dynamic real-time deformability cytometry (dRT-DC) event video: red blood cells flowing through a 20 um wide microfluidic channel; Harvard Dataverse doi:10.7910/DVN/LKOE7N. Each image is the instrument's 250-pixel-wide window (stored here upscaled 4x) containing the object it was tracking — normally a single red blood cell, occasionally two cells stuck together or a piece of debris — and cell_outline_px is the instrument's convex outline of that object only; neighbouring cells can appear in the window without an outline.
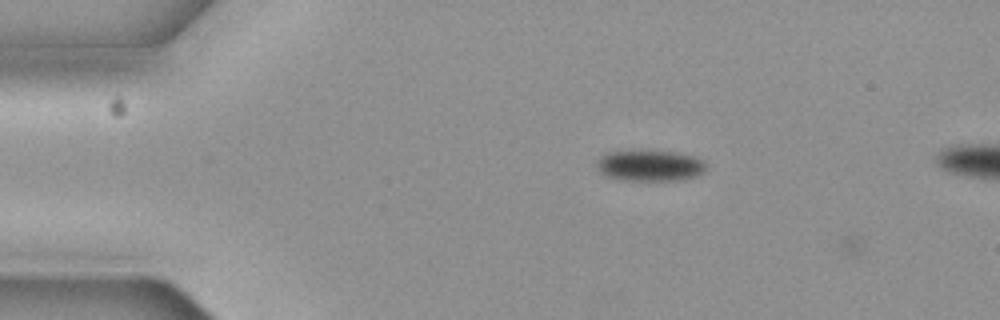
{"species": "common noctule bat (a hibernating species)", "species_latin": "Nyctalus noctula", "temperature_condition": "cold", "stored_images_in_passage": 2, "camera_frame_rate_fps": 3000, "um_per_image_px": 0.085, "animal": {"sex": "female", "body_mass_g": 19.3, "forearm_length_mm": 54.1}, "frame": {"image": 1, "passage_image": 1, "time_ms": 0.0, "image_size_px": [1000, 320], "cell_outline_px": [[708, 164], [704, 172], [696, 176], [680, 180], [624, 180], [608, 176], [600, 172], [596, 168], [596, 160], [604, 152], [628, 148], [648, 148], [676, 152], [696, 156], [704, 160]], "centroid_in_image_um": [55.21, 14.0], "position_along_channel_um": 29.8, "area_um2": 21.04}}